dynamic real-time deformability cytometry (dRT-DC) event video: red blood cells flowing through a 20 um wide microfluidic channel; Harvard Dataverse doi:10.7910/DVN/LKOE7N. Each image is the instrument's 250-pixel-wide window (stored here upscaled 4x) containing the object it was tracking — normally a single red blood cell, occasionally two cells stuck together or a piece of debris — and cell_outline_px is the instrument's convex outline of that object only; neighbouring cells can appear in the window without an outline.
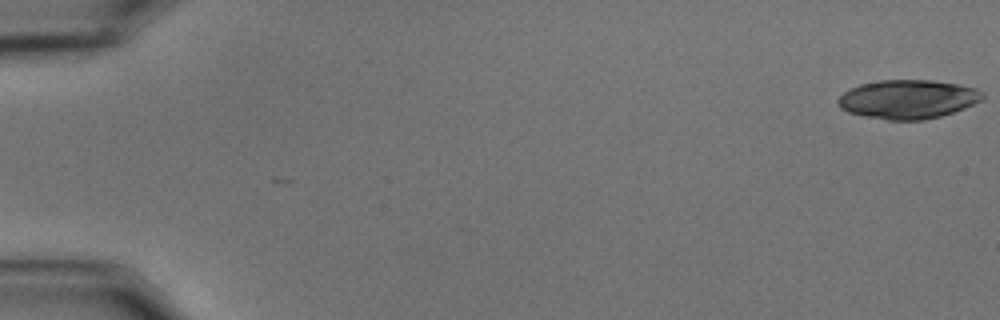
{"species": "common noctule bat (a hibernating species)", "species_latin": "Nyctalus noctula", "temperature_condition": "cold", "stored_images_in_passage": 22, "camera_frame_rate_fps": 3000, "um_per_image_px": 0.085, "animal": {"sex": "male", "body_mass_g": 15.6}, "frame": {"image": 1, "passage_image": 1, "time_ms": 0.0, "image_size_px": [1000, 320], "cell_outline_px": [[984, 96], [980, 100], [964, 108], [940, 116], [924, 120], [888, 120], [864, 116], [848, 112], [840, 108], [836, 104], [836, 100], [844, 92], [860, 84], [880, 80], [932, 80], [956, 84], [976, 88], [984, 92]], "centroid_in_image_um": [77.14, 8.43], "position_along_channel_um": 7.9, "area_um2": 32.71}}